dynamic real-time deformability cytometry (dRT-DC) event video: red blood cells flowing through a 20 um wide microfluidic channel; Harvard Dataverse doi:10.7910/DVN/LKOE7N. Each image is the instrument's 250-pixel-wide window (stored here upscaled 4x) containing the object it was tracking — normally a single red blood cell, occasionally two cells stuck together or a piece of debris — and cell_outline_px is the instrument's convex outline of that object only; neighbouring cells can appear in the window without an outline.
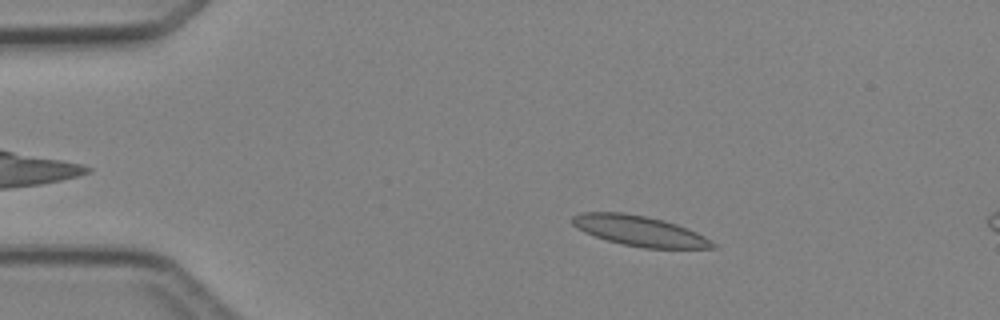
{"species": "Egyptian fruit bat (a non-hibernating species)", "species_latin": "Rousettus aegyptiacus", "temperature_condition": "cold", "stored_images_in_passage": 4, "camera_frame_rate_fps": 3000, "um_per_image_px": 0.085, "animal": {"sex": "female"}, "frame": {"image": 1, "passage_image": 2, "time_ms": 1.0, "image_size_px": [1000, 320], "cell_outline_px": [[716, 248], [644, 248], [624, 244], [608, 240], [584, 232], [572, 224], [572, 216], [580, 212], [624, 212], [664, 220], [688, 228], [704, 236], [716, 244]], "centroid_in_image_um": [54.36, 19.61], "position_along_channel_um": 30.6, "area_um2": 24.57}}
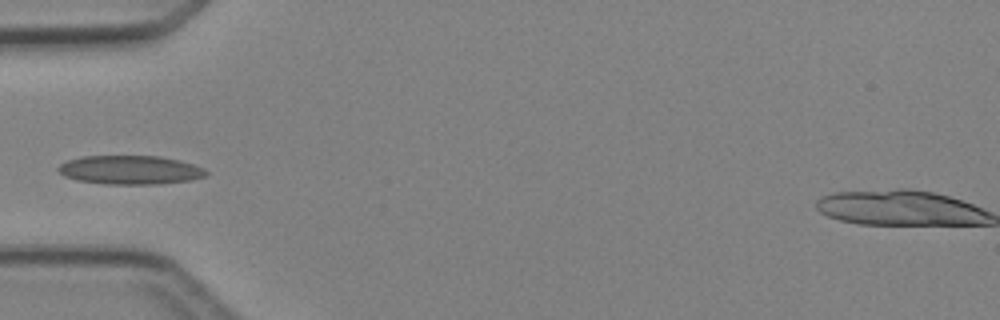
{"frame": {"image": 2, "passage_image": 4, "time_ms": 3.333, "image_size_px": [1000, 320], "cell_outline_px": [[208, 172], [204, 176], [192, 180], [156, 184], [104, 184], [76, 180], [64, 176], [56, 168], [60, 164], [68, 160], [80, 156], [160, 156], [180, 160], [204, 168]], "centroid_in_image_um": [11.04, 14.44], "position_along_channel_um": 74.0, "area_um2": 24.91}}